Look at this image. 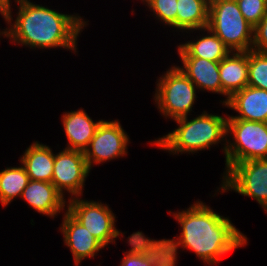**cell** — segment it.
<instances>
[{"mask_svg":"<svg viewBox=\"0 0 267 266\" xmlns=\"http://www.w3.org/2000/svg\"><path fill=\"white\" fill-rule=\"evenodd\" d=\"M180 225V234L173 239L163 238L165 248L177 258L178 250L194 252L206 266L220 264L228 253L248 245V238L229 219L198 199L189 207L173 211Z\"/></svg>","mask_w":267,"mask_h":266,"instance_id":"obj_1","label":"cell"},{"mask_svg":"<svg viewBox=\"0 0 267 266\" xmlns=\"http://www.w3.org/2000/svg\"><path fill=\"white\" fill-rule=\"evenodd\" d=\"M14 5L16 14L12 7L6 11L3 38L32 50L63 48L78 54V38L88 27L89 20L79 13L65 14L30 0H18Z\"/></svg>","mask_w":267,"mask_h":266,"instance_id":"obj_2","label":"cell"},{"mask_svg":"<svg viewBox=\"0 0 267 266\" xmlns=\"http://www.w3.org/2000/svg\"><path fill=\"white\" fill-rule=\"evenodd\" d=\"M226 114V115H225ZM219 115L203 110L196 117L186 116L174 120L177 127L167 134L148 141L152 146L170 155L195 154L221 144L225 155L228 114ZM192 118V119H190ZM223 148V149H222Z\"/></svg>","mask_w":267,"mask_h":266,"instance_id":"obj_3","label":"cell"},{"mask_svg":"<svg viewBox=\"0 0 267 266\" xmlns=\"http://www.w3.org/2000/svg\"><path fill=\"white\" fill-rule=\"evenodd\" d=\"M170 66L156 79L152 97L161 116L174 121L192 115L198 89L176 64Z\"/></svg>","mask_w":267,"mask_h":266,"instance_id":"obj_4","label":"cell"},{"mask_svg":"<svg viewBox=\"0 0 267 266\" xmlns=\"http://www.w3.org/2000/svg\"><path fill=\"white\" fill-rule=\"evenodd\" d=\"M225 168L221 177L243 161L267 159V123L227 119Z\"/></svg>","mask_w":267,"mask_h":266,"instance_id":"obj_5","label":"cell"},{"mask_svg":"<svg viewBox=\"0 0 267 266\" xmlns=\"http://www.w3.org/2000/svg\"><path fill=\"white\" fill-rule=\"evenodd\" d=\"M207 27L231 52L252 49L254 27L245 20L236 0H210Z\"/></svg>","mask_w":267,"mask_h":266,"instance_id":"obj_6","label":"cell"},{"mask_svg":"<svg viewBox=\"0 0 267 266\" xmlns=\"http://www.w3.org/2000/svg\"><path fill=\"white\" fill-rule=\"evenodd\" d=\"M220 179L214 196L233 191L255 200L267 214V159L234 164Z\"/></svg>","mask_w":267,"mask_h":266,"instance_id":"obj_7","label":"cell"},{"mask_svg":"<svg viewBox=\"0 0 267 266\" xmlns=\"http://www.w3.org/2000/svg\"><path fill=\"white\" fill-rule=\"evenodd\" d=\"M75 197L67 200V211L80 222L104 247L117 245L127 232L116 228V214L104 202ZM123 238V239H122Z\"/></svg>","mask_w":267,"mask_h":266,"instance_id":"obj_8","label":"cell"},{"mask_svg":"<svg viewBox=\"0 0 267 266\" xmlns=\"http://www.w3.org/2000/svg\"><path fill=\"white\" fill-rule=\"evenodd\" d=\"M129 143L130 137L119 119H103L83 152L89 170H93L94 165H103L105 162L128 156Z\"/></svg>","mask_w":267,"mask_h":266,"instance_id":"obj_9","label":"cell"},{"mask_svg":"<svg viewBox=\"0 0 267 266\" xmlns=\"http://www.w3.org/2000/svg\"><path fill=\"white\" fill-rule=\"evenodd\" d=\"M90 170L84 153L79 150L64 149L55 152L52 184L68 199L84 196L83 190ZM67 193V194H65Z\"/></svg>","mask_w":267,"mask_h":266,"instance_id":"obj_10","label":"cell"},{"mask_svg":"<svg viewBox=\"0 0 267 266\" xmlns=\"http://www.w3.org/2000/svg\"><path fill=\"white\" fill-rule=\"evenodd\" d=\"M130 249L124 251L119 266H177V257L168 251L163 239H152L142 231L128 235Z\"/></svg>","mask_w":267,"mask_h":266,"instance_id":"obj_11","label":"cell"},{"mask_svg":"<svg viewBox=\"0 0 267 266\" xmlns=\"http://www.w3.org/2000/svg\"><path fill=\"white\" fill-rule=\"evenodd\" d=\"M59 231L63 235V244L69 248L73 264H81L85 259L98 256L105 247L67 210L62 215Z\"/></svg>","mask_w":267,"mask_h":266,"instance_id":"obj_12","label":"cell"},{"mask_svg":"<svg viewBox=\"0 0 267 266\" xmlns=\"http://www.w3.org/2000/svg\"><path fill=\"white\" fill-rule=\"evenodd\" d=\"M20 198L35 212L51 219L67 210V198L51 182L30 180Z\"/></svg>","mask_w":267,"mask_h":266,"instance_id":"obj_13","label":"cell"},{"mask_svg":"<svg viewBox=\"0 0 267 266\" xmlns=\"http://www.w3.org/2000/svg\"><path fill=\"white\" fill-rule=\"evenodd\" d=\"M194 32L198 33L195 38L194 35H191ZM186 33H189V36L186 35V38L193 37L190 40H184L185 43L180 42L176 45L178 57H196L220 62L231 52L224 45L223 41L208 27L190 30Z\"/></svg>","mask_w":267,"mask_h":266,"instance_id":"obj_14","label":"cell"},{"mask_svg":"<svg viewBox=\"0 0 267 266\" xmlns=\"http://www.w3.org/2000/svg\"><path fill=\"white\" fill-rule=\"evenodd\" d=\"M235 115L228 114L227 119H242L267 123V90L246 86L235 92L223 105Z\"/></svg>","mask_w":267,"mask_h":266,"instance_id":"obj_15","label":"cell"},{"mask_svg":"<svg viewBox=\"0 0 267 266\" xmlns=\"http://www.w3.org/2000/svg\"><path fill=\"white\" fill-rule=\"evenodd\" d=\"M102 120L94 121L82 107L63 112L61 122L67 138L64 149L84 152Z\"/></svg>","mask_w":267,"mask_h":266,"instance_id":"obj_16","label":"cell"},{"mask_svg":"<svg viewBox=\"0 0 267 266\" xmlns=\"http://www.w3.org/2000/svg\"><path fill=\"white\" fill-rule=\"evenodd\" d=\"M222 87L220 104L225 105L237 91L248 86V51H232L219 62Z\"/></svg>","mask_w":267,"mask_h":266,"instance_id":"obj_17","label":"cell"},{"mask_svg":"<svg viewBox=\"0 0 267 266\" xmlns=\"http://www.w3.org/2000/svg\"><path fill=\"white\" fill-rule=\"evenodd\" d=\"M181 65H177L195 84L199 91H207L222 95L219 73V62L196 57H179Z\"/></svg>","mask_w":267,"mask_h":266,"instance_id":"obj_18","label":"cell"},{"mask_svg":"<svg viewBox=\"0 0 267 266\" xmlns=\"http://www.w3.org/2000/svg\"><path fill=\"white\" fill-rule=\"evenodd\" d=\"M54 150L39 141H34L18 159L23 165L30 180L52 182Z\"/></svg>","mask_w":267,"mask_h":266,"instance_id":"obj_19","label":"cell"},{"mask_svg":"<svg viewBox=\"0 0 267 266\" xmlns=\"http://www.w3.org/2000/svg\"><path fill=\"white\" fill-rule=\"evenodd\" d=\"M210 0H177L176 30L178 33L208 26Z\"/></svg>","mask_w":267,"mask_h":266,"instance_id":"obj_20","label":"cell"},{"mask_svg":"<svg viewBox=\"0 0 267 266\" xmlns=\"http://www.w3.org/2000/svg\"><path fill=\"white\" fill-rule=\"evenodd\" d=\"M19 165L8 166L0 170V203L3 208L10 205L16 198L19 199L30 181L23 165L21 163Z\"/></svg>","mask_w":267,"mask_h":266,"instance_id":"obj_21","label":"cell"},{"mask_svg":"<svg viewBox=\"0 0 267 266\" xmlns=\"http://www.w3.org/2000/svg\"><path fill=\"white\" fill-rule=\"evenodd\" d=\"M248 86L267 90V53L248 51Z\"/></svg>","mask_w":267,"mask_h":266,"instance_id":"obj_22","label":"cell"},{"mask_svg":"<svg viewBox=\"0 0 267 266\" xmlns=\"http://www.w3.org/2000/svg\"><path fill=\"white\" fill-rule=\"evenodd\" d=\"M143 5L147 6L150 15L161 24L168 26L175 33L177 18V0H144Z\"/></svg>","mask_w":267,"mask_h":266,"instance_id":"obj_23","label":"cell"},{"mask_svg":"<svg viewBox=\"0 0 267 266\" xmlns=\"http://www.w3.org/2000/svg\"><path fill=\"white\" fill-rule=\"evenodd\" d=\"M245 20L255 27L266 15L267 3L264 0H236Z\"/></svg>","mask_w":267,"mask_h":266,"instance_id":"obj_24","label":"cell"},{"mask_svg":"<svg viewBox=\"0 0 267 266\" xmlns=\"http://www.w3.org/2000/svg\"><path fill=\"white\" fill-rule=\"evenodd\" d=\"M252 50L267 53V12L263 19L254 27Z\"/></svg>","mask_w":267,"mask_h":266,"instance_id":"obj_25","label":"cell"},{"mask_svg":"<svg viewBox=\"0 0 267 266\" xmlns=\"http://www.w3.org/2000/svg\"><path fill=\"white\" fill-rule=\"evenodd\" d=\"M18 0H0V5L7 11L10 7H12L13 2H17Z\"/></svg>","mask_w":267,"mask_h":266,"instance_id":"obj_26","label":"cell"},{"mask_svg":"<svg viewBox=\"0 0 267 266\" xmlns=\"http://www.w3.org/2000/svg\"><path fill=\"white\" fill-rule=\"evenodd\" d=\"M0 16H2L4 22H6V11L1 5H0ZM4 32H5V27L3 29L0 28V37L1 38H3Z\"/></svg>","mask_w":267,"mask_h":266,"instance_id":"obj_27","label":"cell"},{"mask_svg":"<svg viewBox=\"0 0 267 266\" xmlns=\"http://www.w3.org/2000/svg\"><path fill=\"white\" fill-rule=\"evenodd\" d=\"M81 264H74V266H80ZM96 266H100V263H99V265H96Z\"/></svg>","mask_w":267,"mask_h":266,"instance_id":"obj_28","label":"cell"}]
</instances>
